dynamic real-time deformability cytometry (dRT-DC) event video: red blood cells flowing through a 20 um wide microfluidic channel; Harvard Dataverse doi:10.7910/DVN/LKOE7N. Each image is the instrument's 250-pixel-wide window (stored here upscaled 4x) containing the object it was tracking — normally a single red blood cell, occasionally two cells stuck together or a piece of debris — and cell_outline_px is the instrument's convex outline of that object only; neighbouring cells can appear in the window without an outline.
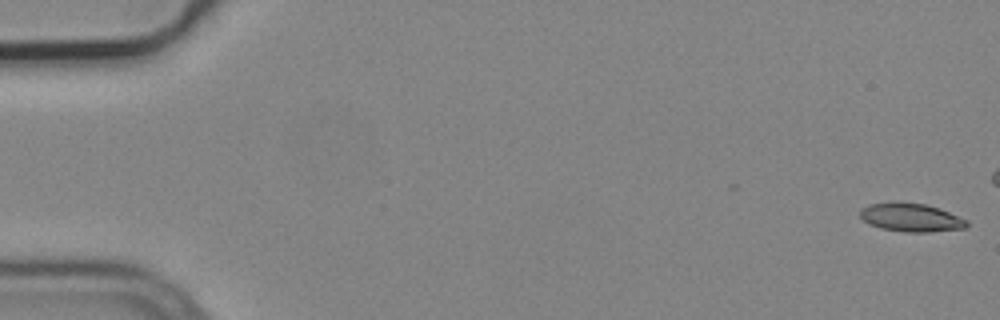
{"species": "common noctule bat (a hibernating species)", "species_latin": "Nyctalus noctula", "temperature_condition": "cold", "stored_images_in_passage": 6, "camera_frame_rate_fps": 3000, "um_per_image_px": 0.085, "animal": {"sex": "male", "body_mass_g": 19.2, "forearm_length_mm": 51.8}, "frame": {"image": 1, "passage_image": 1, "time_ms": 0.0, "image_size_px": [1000, 320], "cell_outline_px": [[968, 228], [928, 232], [904, 232], [880, 228], [868, 224], [860, 216], [860, 208], [868, 204], [924, 204], [940, 208], [968, 220]], "centroid_in_image_um": [77.48, 18.52], "position_along_channel_um": 7.5, "area_um2": 17.34}}
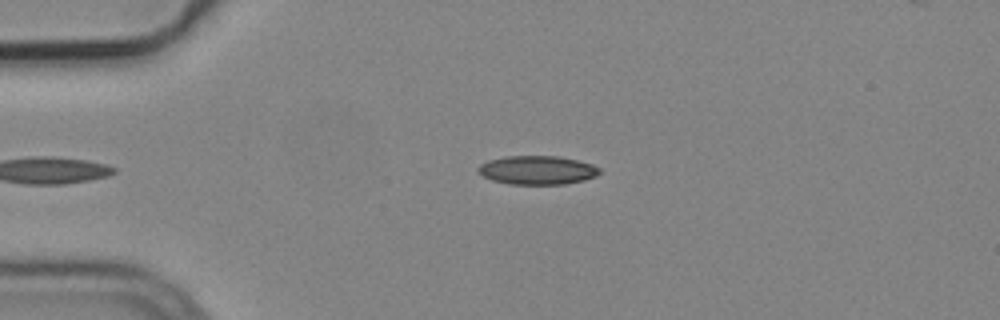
{"frame": {"image": 2, "passage_image": 6, "time_ms": 1.667, "image_size_px": [1000, 320], "cell_outline_px": [[600, 172], [596, 176], [584, 180], [564, 184], [508, 184], [492, 180], [476, 172], [476, 168], [480, 164], [488, 160], [508, 156], [560, 156], [592, 164], [600, 168]], "centroid_in_image_um": [45.64, 14.46], "position_along_channel_um": 39.4, "area_um2": 20.4}}